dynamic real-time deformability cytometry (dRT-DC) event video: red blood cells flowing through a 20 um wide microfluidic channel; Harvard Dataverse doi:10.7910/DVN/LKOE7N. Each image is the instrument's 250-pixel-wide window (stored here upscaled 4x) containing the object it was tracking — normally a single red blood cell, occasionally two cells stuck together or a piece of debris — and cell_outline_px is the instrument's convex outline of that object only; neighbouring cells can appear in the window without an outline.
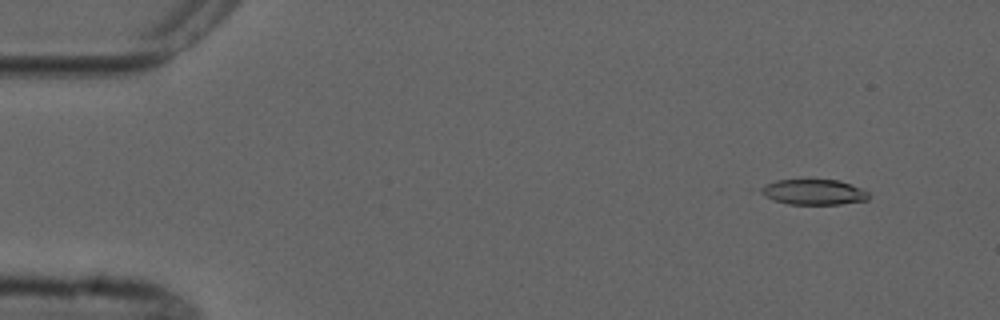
{"species": "common noctule bat (a hibernating species)", "species_latin": "Nyctalus noctula", "temperature_condition": "cold", "stored_images_in_passage": 5, "camera_frame_rate_fps": 3000, "um_per_image_px": 0.085, "animal": {"sex": "male", "forearm_length_mm": 52.5}, "frame": {"image": 1, "passage_image": 2, "time_ms": 1.0, "image_size_px": [1000, 320], "cell_outline_px": [[868, 200], [840, 204], [788, 204], [772, 200], [756, 192], [756, 188], [764, 184], [776, 180], [840, 180], [860, 188], [868, 192]], "centroid_in_image_um": [69.05, 16.32], "position_along_channel_um": 15.9, "area_um2": 16.18}}